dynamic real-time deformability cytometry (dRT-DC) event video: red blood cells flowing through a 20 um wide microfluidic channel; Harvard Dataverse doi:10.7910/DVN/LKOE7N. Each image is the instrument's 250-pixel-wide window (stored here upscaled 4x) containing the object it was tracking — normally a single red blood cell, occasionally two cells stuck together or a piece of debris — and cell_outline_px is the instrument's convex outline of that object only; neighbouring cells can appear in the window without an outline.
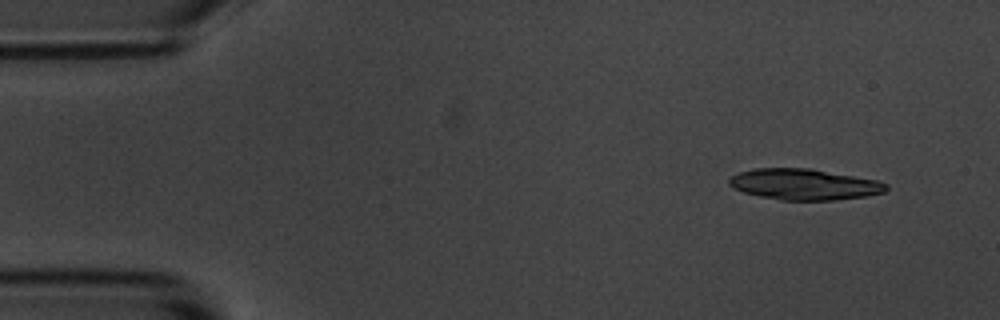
{"species": "common noctule bat (a hibernating species)", "species_latin": "Nyctalus noctula", "temperature_condition": "room temperature", "stored_images_in_passage": 5, "camera_frame_rate_fps": 3000, "um_per_image_px": 0.085, "animal": {"sex": "male", "body_mass_g": 20.1, "forearm_length_mm": 53.5}, "frame": {"image": 1, "passage_image": 1, "time_ms": 0.0, "image_size_px": [1000, 320], "cell_outline_px": [[888, 188], [884, 192], [864, 196], [836, 200], [780, 200], [760, 196], [744, 192], [732, 188], [728, 184], [728, 180], [732, 176], [740, 172], [756, 168], [808, 168], [876, 180], [888, 184]], "centroid_in_image_um": [68.33, 15.67], "position_along_channel_um": 16.7, "area_um2": 28.15}}
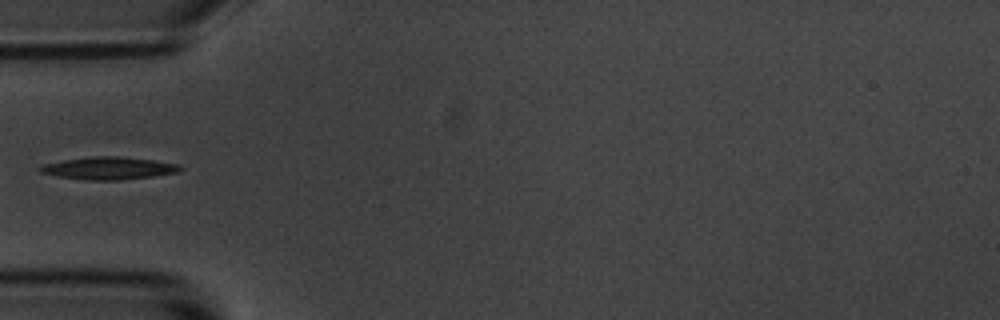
{"frame": {"image": 2, "passage_image": 4, "time_ms": 4.333, "image_size_px": [1000, 320], "cell_outline_px": [[184, 168], [180, 172], [152, 176], [120, 180], [88, 180], [56, 176], [40, 172], [36, 168], [40, 164], [64, 160], [92, 156], [116, 156], [152, 160], [180, 164]], "centroid_in_image_um": [9.21, 14.29], "position_along_channel_um": 75.8, "area_um2": 18.5}}